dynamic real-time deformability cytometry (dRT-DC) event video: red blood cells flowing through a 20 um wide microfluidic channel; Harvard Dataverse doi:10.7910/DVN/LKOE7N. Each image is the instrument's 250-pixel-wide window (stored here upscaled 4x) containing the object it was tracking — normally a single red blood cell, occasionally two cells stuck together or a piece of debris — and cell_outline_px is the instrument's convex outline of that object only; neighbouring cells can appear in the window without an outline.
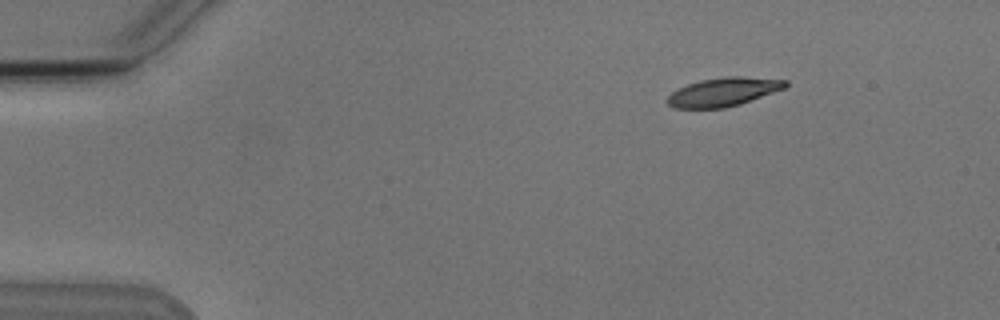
{"species": "Egyptian fruit bat (a non-hibernating species)", "species_latin": "Rousettus aegyptiacus", "temperature_condition": "cold", "stored_images_in_passage": 4, "camera_frame_rate_fps": 3000, "um_per_image_px": 0.085, "animal": {"sex": "male"}, "frame": {"image": 1, "passage_image": 1, "time_ms": 0.0, "image_size_px": [1000, 320], "cell_outline_px": [[788, 84], [784, 88], [740, 104], [724, 108], [676, 108], [668, 104], [668, 96], [672, 92], [688, 84], [700, 80], [724, 76], [744, 76], [788, 80]], "centroid_in_image_um": [61.51, 7.8], "position_along_channel_um": 23.5, "area_um2": 19.54}}